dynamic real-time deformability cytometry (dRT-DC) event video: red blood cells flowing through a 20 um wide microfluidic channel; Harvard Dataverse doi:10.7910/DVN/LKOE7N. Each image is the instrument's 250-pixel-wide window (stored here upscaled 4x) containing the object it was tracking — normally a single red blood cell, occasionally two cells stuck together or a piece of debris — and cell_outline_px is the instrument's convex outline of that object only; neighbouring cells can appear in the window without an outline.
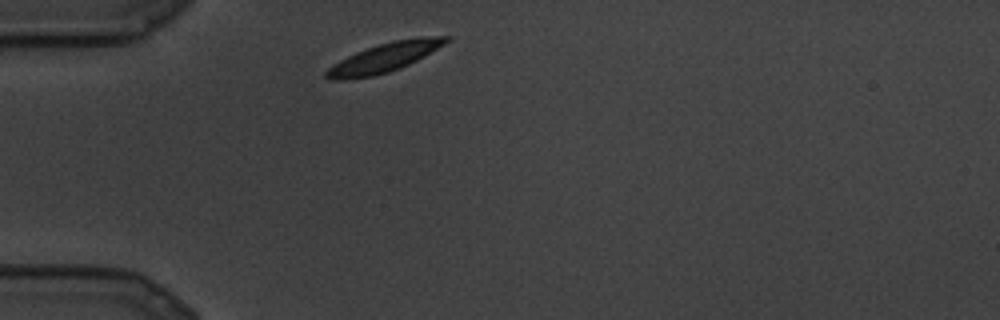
{"species": "common noctule bat (a hibernating species)", "species_latin": "Nyctalus noctula", "temperature_condition": "cold", "stored_images_in_passage": 5, "camera_frame_rate_fps": 3000, "um_per_image_px": 0.085, "animal": {"sex": "male", "body_mass_g": 19.5, "forearm_length_mm": 54.6}, "frame": {"image": 1, "passage_image": 1, "time_ms": 0.0, "image_size_px": [1000, 320], "cell_outline_px": [[452, 40], [424, 56], [400, 68], [388, 72], [372, 76], [344, 80], [328, 80], [324, 76], [324, 72], [328, 68], [340, 60], [356, 52], [392, 40], [420, 36], [452, 36]], "centroid_in_image_um": [32.69, 4.88], "position_along_channel_um": 52.3, "area_um2": 20.35}}
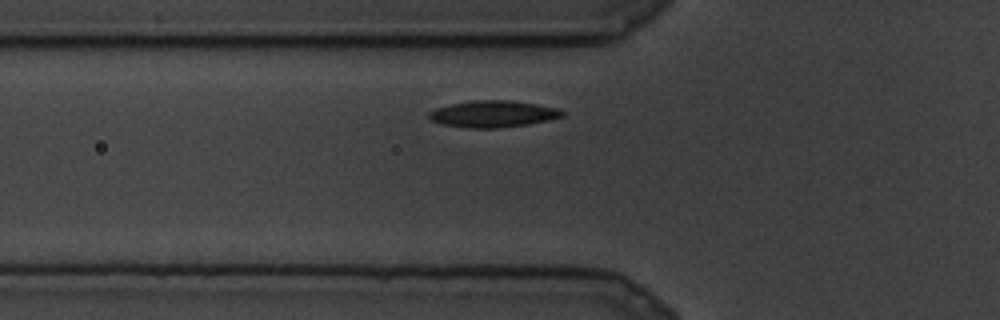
{"frame": {"image": 2, "passage_image": 3, "time_ms": 0.667, "image_size_px": [1000, 320], "cell_outline_px": [[564, 116], [548, 120], [528, 124], [496, 128], [468, 128], [440, 124], [432, 120], [428, 116], [428, 112], [436, 108], [448, 104], [472, 100], [508, 100], [536, 104], [556, 108], [564, 112]], "centroid_in_image_um": [41.86, 9.68], "position_along_channel_um": 83.9, "area_um2": 20.69}}
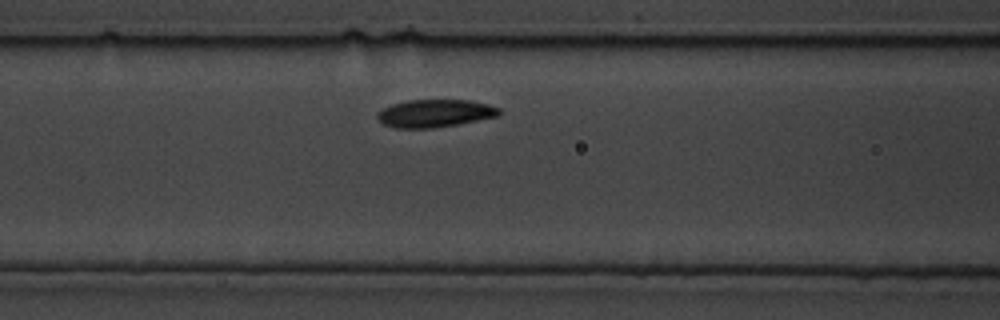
{"frame": {"image": 3, "passage_image": 5, "time_ms": 1.333, "image_size_px": [1000, 320], "cell_outline_px": [[500, 116], [436, 128], [396, 128], [384, 124], [376, 116], [376, 112], [392, 104], [408, 100], [472, 100], [488, 104], [500, 108]], "centroid_in_image_um": [36.99, 9.63], "position_along_channel_um": 129.6, "area_um2": 19.77}}